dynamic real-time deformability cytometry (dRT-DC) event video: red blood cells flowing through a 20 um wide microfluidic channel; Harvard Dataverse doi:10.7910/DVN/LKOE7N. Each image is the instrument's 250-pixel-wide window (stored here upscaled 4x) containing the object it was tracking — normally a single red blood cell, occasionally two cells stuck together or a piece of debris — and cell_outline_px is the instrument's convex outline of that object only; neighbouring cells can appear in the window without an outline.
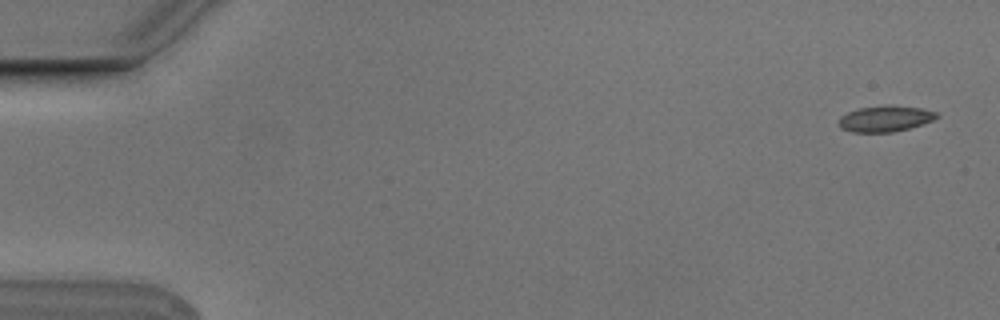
{"species": "Egyptian fruit bat (a non-hibernating species)", "species_latin": "Rousettus aegyptiacus", "temperature_condition": "cold", "stored_images_in_passage": 6, "camera_frame_rate_fps": 3000, "um_per_image_px": 0.085, "animal": {"sex": "male"}, "frame": {"image": 1, "passage_image": 1, "time_ms": 0.0, "image_size_px": [1000, 320], "cell_outline_px": [[940, 116], [924, 124], [892, 132], [852, 132], [840, 128], [840, 116], [848, 112], [860, 108], [888, 104], [892, 104], [920, 108], [936, 112]], "centroid_in_image_um": [75.26, 10.07], "position_along_channel_um": 9.7, "area_um2": 14.85}}